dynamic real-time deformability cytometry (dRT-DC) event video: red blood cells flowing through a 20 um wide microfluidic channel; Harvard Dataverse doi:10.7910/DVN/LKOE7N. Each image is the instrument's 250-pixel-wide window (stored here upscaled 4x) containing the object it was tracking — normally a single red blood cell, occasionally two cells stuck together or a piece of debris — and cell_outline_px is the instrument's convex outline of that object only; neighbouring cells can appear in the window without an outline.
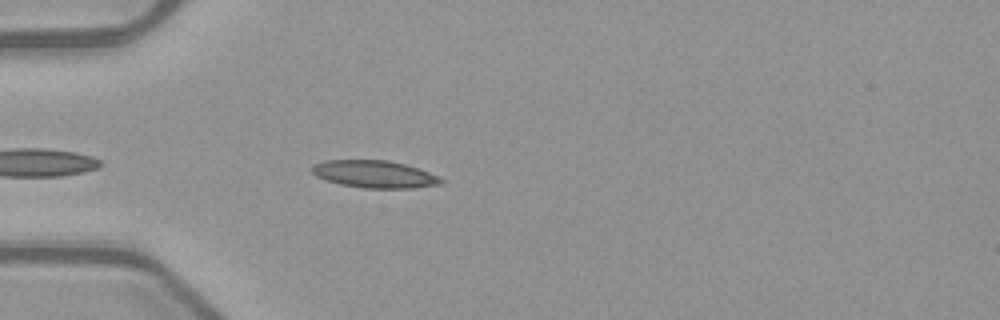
{"species": "common noctule bat (a hibernating species)", "species_latin": "Nyctalus noctula", "temperature_condition": "warm", "stored_images_in_passage": 37, "camera_frame_rate_fps": 3000, "um_per_image_px": 0.085, "animal": {"sex": "female", "body_mass_g": 21.9}, "frame": {"image": 1, "passage_image": 4, "time_ms": 1.0, "image_size_px": [1000, 320], "cell_outline_px": [[444, 184], [412, 188], [364, 188], [340, 184], [316, 176], [312, 172], [312, 164], [324, 160], [388, 160], [404, 164], [428, 172], [444, 180]], "centroid_in_image_um": [31.82, 14.8], "position_along_channel_um": 53.2, "area_um2": 20.46}}
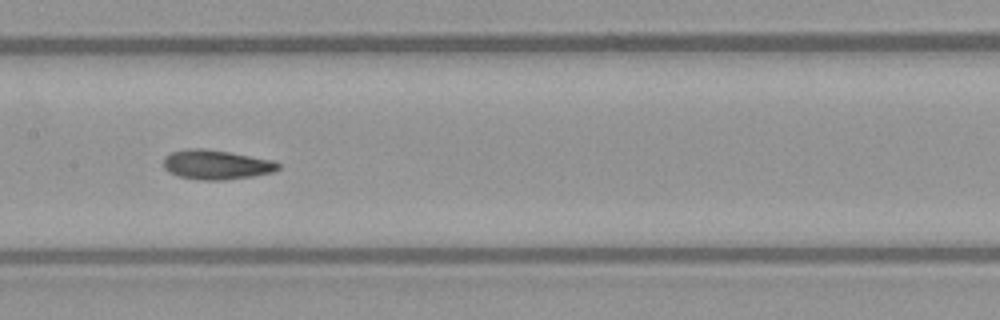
{"frame": {"image": 2, "passage_image": 15, "time_ms": 4.667, "image_size_px": [1000, 320], "cell_outline_px": [[280, 168], [272, 172], [252, 176], [224, 180], [200, 180], [176, 176], [168, 172], [164, 168], [164, 156], [172, 152], [188, 148], [204, 148], [228, 152], [272, 160], [280, 164]], "centroid_in_image_um": [18.34, 14.0], "position_along_channel_um": 189.1, "area_um2": 19.71}}
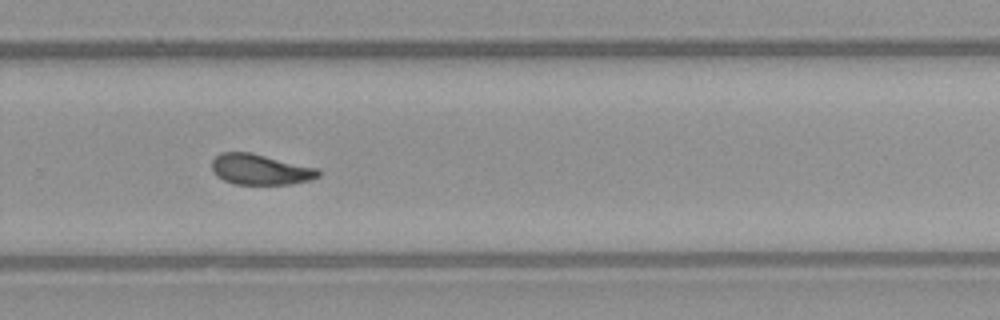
{"frame": {"image": 3, "passage_image": 24, "time_ms": 7.667, "image_size_px": [1000, 320], "cell_outline_px": [[320, 176], [308, 180], [292, 184], [236, 184], [224, 180], [216, 176], [212, 168], [212, 160], [220, 152], [252, 152], [320, 168]], "centroid_in_image_um": [22.15, 14.39], "position_along_channel_um": 307.7, "area_um2": 19.19}, "authors_computed_cell_mechanics": {"area_um2": 19.1896, "velocity_mm_per_s": 3.9868, "shape_relaxation_time_tau1_ms": null, "shape_relaxation_time_tau2_ms": 2.2278, "deformation_change_tau1": null, "deformation_change_tau2": 0.0807}}